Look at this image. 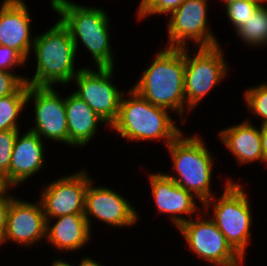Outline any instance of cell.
Here are the masks:
<instances>
[{"instance_id":"obj_1","label":"cell","mask_w":267,"mask_h":266,"mask_svg":"<svg viewBox=\"0 0 267 266\" xmlns=\"http://www.w3.org/2000/svg\"><path fill=\"white\" fill-rule=\"evenodd\" d=\"M154 58L131 88L153 105L176 112L184 123L185 48L163 47Z\"/></svg>"},{"instance_id":"obj_2","label":"cell","mask_w":267,"mask_h":266,"mask_svg":"<svg viewBox=\"0 0 267 266\" xmlns=\"http://www.w3.org/2000/svg\"><path fill=\"white\" fill-rule=\"evenodd\" d=\"M50 6L70 31L77 52L78 43H82L91 53L96 68L115 67L109 36L111 20L104 9L82 6L71 0H50Z\"/></svg>"},{"instance_id":"obj_3","label":"cell","mask_w":267,"mask_h":266,"mask_svg":"<svg viewBox=\"0 0 267 266\" xmlns=\"http://www.w3.org/2000/svg\"><path fill=\"white\" fill-rule=\"evenodd\" d=\"M127 95H122L117 118L110 126L122 138L132 142L161 141L167 147L182 133L169 110L153 105L132 88Z\"/></svg>"},{"instance_id":"obj_4","label":"cell","mask_w":267,"mask_h":266,"mask_svg":"<svg viewBox=\"0 0 267 266\" xmlns=\"http://www.w3.org/2000/svg\"><path fill=\"white\" fill-rule=\"evenodd\" d=\"M31 50L37 66L33 77L25 79L28 85H68L82 69L75 70L76 47L70 31L59 18L49 30L35 36Z\"/></svg>"},{"instance_id":"obj_5","label":"cell","mask_w":267,"mask_h":266,"mask_svg":"<svg viewBox=\"0 0 267 266\" xmlns=\"http://www.w3.org/2000/svg\"><path fill=\"white\" fill-rule=\"evenodd\" d=\"M184 135L182 132L166 147L176 175L164 174L203 205L214 196L211 190L214 158L199 134Z\"/></svg>"},{"instance_id":"obj_6","label":"cell","mask_w":267,"mask_h":266,"mask_svg":"<svg viewBox=\"0 0 267 266\" xmlns=\"http://www.w3.org/2000/svg\"><path fill=\"white\" fill-rule=\"evenodd\" d=\"M225 183L221 197L216 199L213 196L202 208L205 213L212 209L211 219L230 245L245 259L253 223L249 194L240 182L227 179Z\"/></svg>"},{"instance_id":"obj_7","label":"cell","mask_w":267,"mask_h":266,"mask_svg":"<svg viewBox=\"0 0 267 266\" xmlns=\"http://www.w3.org/2000/svg\"><path fill=\"white\" fill-rule=\"evenodd\" d=\"M192 56V57H191ZM222 47H198L194 56L185 48L184 94L186 112L214 90L227 76L228 64Z\"/></svg>"},{"instance_id":"obj_8","label":"cell","mask_w":267,"mask_h":266,"mask_svg":"<svg viewBox=\"0 0 267 266\" xmlns=\"http://www.w3.org/2000/svg\"><path fill=\"white\" fill-rule=\"evenodd\" d=\"M203 214L206 213L200 212L178 228L188 248L212 265L242 266L245 259L230 245L211 216L206 219L201 217Z\"/></svg>"},{"instance_id":"obj_9","label":"cell","mask_w":267,"mask_h":266,"mask_svg":"<svg viewBox=\"0 0 267 266\" xmlns=\"http://www.w3.org/2000/svg\"><path fill=\"white\" fill-rule=\"evenodd\" d=\"M207 2V0H185L169 14L168 41L165 47L187 48L189 40L193 41L195 48L220 44L208 27Z\"/></svg>"},{"instance_id":"obj_10","label":"cell","mask_w":267,"mask_h":266,"mask_svg":"<svg viewBox=\"0 0 267 266\" xmlns=\"http://www.w3.org/2000/svg\"><path fill=\"white\" fill-rule=\"evenodd\" d=\"M115 68H93L84 67L73 78L77 88L73 91L81 99H83L90 108L98 114L104 121L106 126L116 120L120 101L123 92L112 82Z\"/></svg>"},{"instance_id":"obj_11","label":"cell","mask_w":267,"mask_h":266,"mask_svg":"<svg viewBox=\"0 0 267 266\" xmlns=\"http://www.w3.org/2000/svg\"><path fill=\"white\" fill-rule=\"evenodd\" d=\"M34 103V126L28 130L41 139L62 142L68 145V123L65 96H60L52 86L28 85L27 104Z\"/></svg>"},{"instance_id":"obj_12","label":"cell","mask_w":267,"mask_h":266,"mask_svg":"<svg viewBox=\"0 0 267 266\" xmlns=\"http://www.w3.org/2000/svg\"><path fill=\"white\" fill-rule=\"evenodd\" d=\"M84 169L48 182L40 192L46 219L68 214H84L85 194L92 180Z\"/></svg>"},{"instance_id":"obj_13","label":"cell","mask_w":267,"mask_h":266,"mask_svg":"<svg viewBox=\"0 0 267 266\" xmlns=\"http://www.w3.org/2000/svg\"><path fill=\"white\" fill-rule=\"evenodd\" d=\"M95 186L92 179L85 194L84 216L90 229L93 225L91 218L94 217L114 228L134 226L138 222L140 214L128 199L110 187ZM92 215L93 217H90Z\"/></svg>"},{"instance_id":"obj_14","label":"cell","mask_w":267,"mask_h":266,"mask_svg":"<svg viewBox=\"0 0 267 266\" xmlns=\"http://www.w3.org/2000/svg\"><path fill=\"white\" fill-rule=\"evenodd\" d=\"M46 239V218L42 204L24 201L19 197L10 200L7 225L0 246L14 242L28 247Z\"/></svg>"},{"instance_id":"obj_15","label":"cell","mask_w":267,"mask_h":266,"mask_svg":"<svg viewBox=\"0 0 267 266\" xmlns=\"http://www.w3.org/2000/svg\"><path fill=\"white\" fill-rule=\"evenodd\" d=\"M148 178L158 212L170 215L168 217L177 229L193 218V214H199L198 210L203 211V208L197 206V198L192 193L178 186L164 173H150Z\"/></svg>"},{"instance_id":"obj_16","label":"cell","mask_w":267,"mask_h":266,"mask_svg":"<svg viewBox=\"0 0 267 266\" xmlns=\"http://www.w3.org/2000/svg\"><path fill=\"white\" fill-rule=\"evenodd\" d=\"M0 4V45L17 51L28 61L34 37L31 17L24 0H3Z\"/></svg>"},{"instance_id":"obj_17","label":"cell","mask_w":267,"mask_h":266,"mask_svg":"<svg viewBox=\"0 0 267 266\" xmlns=\"http://www.w3.org/2000/svg\"><path fill=\"white\" fill-rule=\"evenodd\" d=\"M18 132L14 143L10 162V188L40 172L44 167L45 149L43 140L34 132L28 130L22 135Z\"/></svg>"},{"instance_id":"obj_18","label":"cell","mask_w":267,"mask_h":266,"mask_svg":"<svg viewBox=\"0 0 267 266\" xmlns=\"http://www.w3.org/2000/svg\"><path fill=\"white\" fill-rule=\"evenodd\" d=\"M91 232L84 214H68L46 219L45 240L61 252L84 248L92 237Z\"/></svg>"},{"instance_id":"obj_19","label":"cell","mask_w":267,"mask_h":266,"mask_svg":"<svg viewBox=\"0 0 267 266\" xmlns=\"http://www.w3.org/2000/svg\"><path fill=\"white\" fill-rule=\"evenodd\" d=\"M220 141L236 158L239 165L259 161L263 164V152L260 129L252 121L237 123L218 132Z\"/></svg>"},{"instance_id":"obj_20","label":"cell","mask_w":267,"mask_h":266,"mask_svg":"<svg viewBox=\"0 0 267 266\" xmlns=\"http://www.w3.org/2000/svg\"><path fill=\"white\" fill-rule=\"evenodd\" d=\"M68 123V145L85 147L98 132L100 124L106 123L90 106L74 92L65 96Z\"/></svg>"},{"instance_id":"obj_21","label":"cell","mask_w":267,"mask_h":266,"mask_svg":"<svg viewBox=\"0 0 267 266\" xmlns=\"http://www.w3.org/2000/svg\"><path fill=\"white\" fill-rule=\"evenodd\" d=\"M28 84L24 82L13 94L0 98V131L20 130L17 121L27 107Z\"/></svg>"},{"instance_id":"obj_22","label":"cell","mask_w":267,"mask_h":266,"mask_svg":"<svg viewBox=\"0 0 267 266\" xmlns=\"http://www.w3.org/2000/svg\"><path fill=\"white\" fill-rule=\"evenodd\" d=\"M263 4L246 23L236 31L244 45L251 47H264L267 45V6Z\"/></svg>"},{"instance_id":"obj_23","label":"cell","mask_w":267,"mask_h":266,"mask_svg":"<svg viewBox=\"0 0 267 266\" xmlns=\"http://www.w3.org/2000/svg\"><path fill=\"white\" fill-rule=\"evenodd\" d=\"M267 0H238L225 6V11L229 22L233 25L235 32L246 23V20Z\"/></svg>"},{"instance_id":"obj_24","label":"cell","mask_w":267,"mask_h":266,"mask_svg":"<svg viewBox=\"0 0 267 266\" xmlns=\"http://www.w3.org/2000/svg\"><path fill=\"white\" fill-rule=\"evenodd\" d=\"M243 97L248 112L261 117L262 124L267 123V82L248 88Z\"/></svg>"},{"instance_id":"obj_25","label":"cell","mask_w":267,"mask_h":266,"mask_svg":"<svg viewBox=\"0 0 267 266\" xmlns=\"http://www.w3.org/2000/svg\"><path fill=\"white\" fill-rule=\"evenodd\" d=\"M185 0H141L137 7V19L143 20L144 18L152 15H169L176 10Z\"/></svg>"},{"instance_id":"obj_26","label":"cell","mask_w":267,"mask_h":266,"mask_svg":"<svg viewBox=\"0 0 267 266\" xmlns=\"http://www.w3.org/2000/svg\"><path fill=\"white\" fill-rule=\"evenodd\" d=\"M20 130L0 131V175L10 187V162L16 136Z\"/></svg>"},{"instance_id":"obj_27","label":"cell","mask_w":267,"mask_h":266,"mask_svg":"<svg viewBox=\"0 0 267 266\" xmlns=\"http://www.w3.org/2000/svg\"><path fill=\"white\" fill-rule=\"evenodd\" d=\"M27 77L15 72L0 70V98L13 94Z\"/></svg>"},{"instance_id":"obj_28","label":"cell","mask_w":267,"mask_h":266,"mask_svg":"<svg viewBox=\"0 0 267 266\" xmlns=\"http://www.w3.org/2000/svg\"><path fill=\"white\" fill-rule=\"evenodd\" d=\"M25 63L27 61L17 51L0 45V70L14 72L12 69L16 67H26Z\"/></svg>"},{"instance_id":"obj_29","label":"cell","mask_w":267,"mask_h":266,"mask_svg":"<svg viewBox=\"0 0 267 266\" xmlns=\"http://www.w3.org/2000/svg\"><path fill=\"white\" fill-rule=\"evenodd\" d=\"M8 194V195H7ZM13 195L8 193V190L0 195V243L4 237L6 225H7V215L10 206V200Z\"/></svg>"},{"instance_id":"obj_30","label":"cell","mask_w":267,"mask_h":266,"mask_svg":"<svg viewBox=\"0 0 267 266\" xmlns=\"http://www.w3.org/2000/svg\"><path fill=\"white\" fill-rule=\"evenodd\" d=\"M262 152H263V164H267V123L260 126Z\"/></svg>"},{"instance_id":"obj_31","label":"cell","mask_w":267,"mask_h":266,"mask_svg":"<svg viewBox=\"0 0 267 266\" xmlns=\"http://www.w3.org/2000/svg\"><path fill=\"white\" fill-rule=\"evenodd\" d=\"M78 266H103L100 262L96 261L95 259H92V257L82 258Z\"/></svg>"},{"instance_id":"obj_32","label":"cell","mask_w":267,"mask_h":266,"mask_svg":"<svg viewBox=\"0 0 267 266\" xmlns=\"http://www.w3.org/2000/svg\"><path fill=\"white\" fill-rule=\"evenodd\" d=\"M10 187L8 186V184L6 183L4 177H2L0 175V195L5 193L7 190L10 191Z\"/></svg>"},{"instance_id":"obj_33","label":"cell","mask_w":267,"mask_h":266,"mask_svg":"<svg viewBox=\"0 0 267 266\" xmlns=\"http://www.w3.org/2000/svg\"><path fill=\"white\" fill-rule=\"evenodd\" d=\"M66 260L60 259H54L50 266H75L71 265L70 263L65 262Z\"/></svg>"},{"instance_id":"obj_34","label":"cell","mask_w":267,"mask_h":266,"mask_svg":"<svg viewBox=\"0 0 267 266\" xmlns=\"http://www.w3.org/2000/svg\"><path fill=\"white\" fill-rule=\"evenodd\" d=\"M220 1H223V2H225L224 4V6H226V5H228L229 3H231V2H235V1H238V0H220Z\"/></svg>"}]
</instances>
